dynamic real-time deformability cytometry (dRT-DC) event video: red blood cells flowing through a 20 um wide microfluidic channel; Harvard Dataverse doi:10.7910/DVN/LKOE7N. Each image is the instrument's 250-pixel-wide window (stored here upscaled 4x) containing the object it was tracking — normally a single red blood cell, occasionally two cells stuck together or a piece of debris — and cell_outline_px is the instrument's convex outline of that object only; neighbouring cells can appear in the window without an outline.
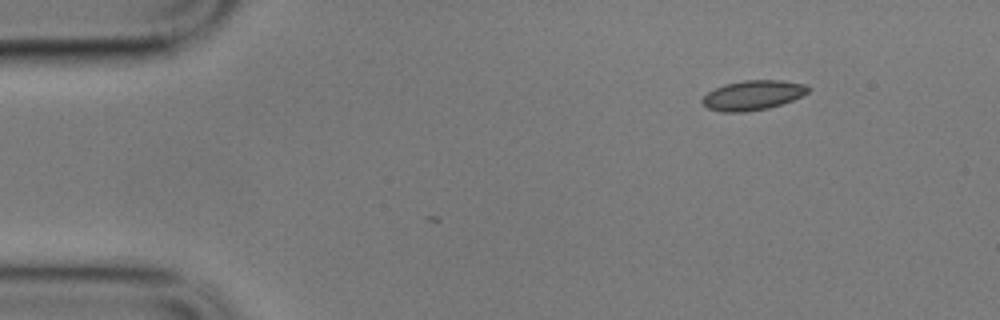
{"species": "common noctule bat (a hibernating species)", "species_latin": "Nyctalus noctula", "temperature_condition": "cold", "stored_images_in_passage": 3, "camera_frame_rate_fps": 3000, "um_per_image_px": 0.085, "animal": {"sex": "male", "body_mass_g": 17.9}, "frame": {"image": 1, "passage_image": 1, "time_ms": 0.0, "image_size_px": [1000, 320], "cell_outline_px": [[812, 88], [808, 92], [792, 100], [768, 108], [744, 112], [720, 112], [708, 108], [700, 100], [708, 92], [724, 84], [744, 80], [780, 80], [808, 84]], "centroid_in_image_um": [64.0, 8.08], "position_along_channel_um": 21.0, "area_um2": 18.32}}